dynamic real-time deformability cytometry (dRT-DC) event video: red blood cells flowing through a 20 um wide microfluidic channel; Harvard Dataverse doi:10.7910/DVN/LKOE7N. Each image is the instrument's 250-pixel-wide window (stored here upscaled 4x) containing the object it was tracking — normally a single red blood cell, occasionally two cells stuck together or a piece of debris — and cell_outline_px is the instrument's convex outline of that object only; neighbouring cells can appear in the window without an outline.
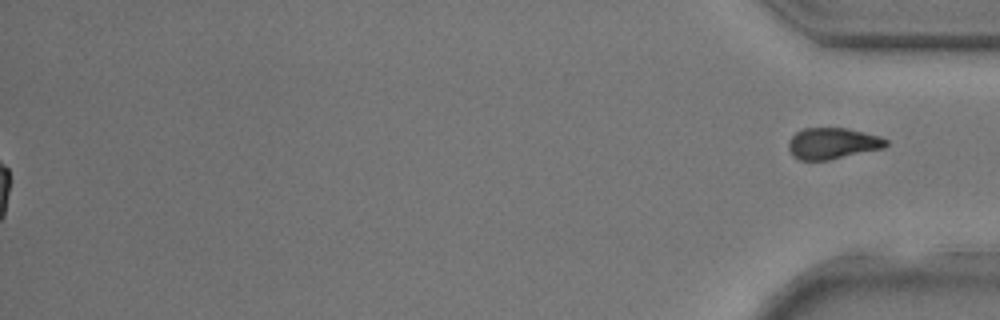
{"species": "common noctule bat (a hibernating species)", "species_latin": "Nyctalus noctula", "temperature_condition": "room temperature", "stored_images_in_passage": 38, "segment_of_instrument_passage": [2, 2], "camera_frame_rate_fps": 3000, "um_per_image_px": 0.085, "animal": {"sex": "male", "body_mass_g": 17.9, "forearm_length_mm": 54.2}, "frame": {"image": 1, "passage_image": 38, "time_ms": 12.333, "image_size_px": [1000, 320], "cell_outline_px": [[888, 144], [884, 148], [828, 160], [800, 160], [792, 156], [788, 148], [788, 140], [796, 132], [804, 128], [848, 128], [880, 136], [888, 140]], "centroid_in_image_um": [70.76, 12.19], "position_along_channel_um": 364.4, "area_um2": 17.86}}